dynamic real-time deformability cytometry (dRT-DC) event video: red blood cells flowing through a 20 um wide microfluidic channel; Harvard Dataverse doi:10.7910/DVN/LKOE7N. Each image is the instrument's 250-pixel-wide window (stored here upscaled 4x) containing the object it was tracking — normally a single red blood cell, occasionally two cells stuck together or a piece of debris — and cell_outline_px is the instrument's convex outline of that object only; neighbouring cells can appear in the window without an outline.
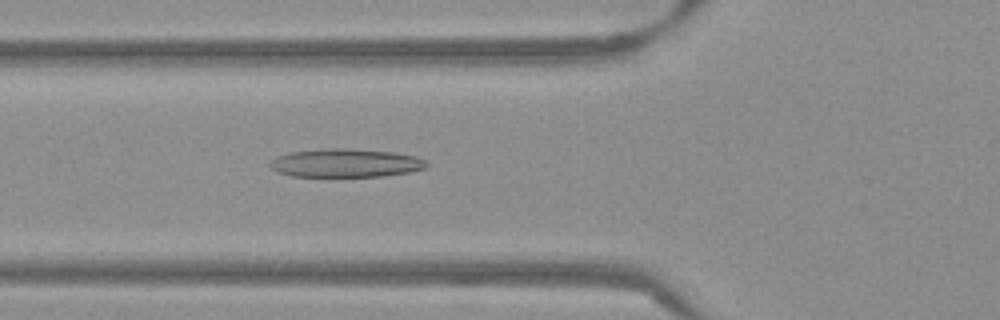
{"species": "Egyptian fruit bat (a non-hibernating species)", "species_latin": "Rousettus aegyptiacus", "temperature_condition": "warm", "stored_images_in_passage": 53, "camera_frame_rate_fps": 3000, "um_per_image_px": 0.085, "frame": {"image": 1, "passage_image": 20, "time_ms": 6.333, "image_size_px": [1000, 320], "cell_outline_px": [[428, 164], [424, 168], [408, 172], [380, 176], [292, 176], [280, 172], [272, 168], [268, 164], [276, 156], [292, 152], [324, 148], [352, 148], [392, 152], [416, 156], [424, 160]], "centroid_in_image_um": [29.37, 13.84], "position_along_channel_um": 96.4, "area_um2": 25.72}}
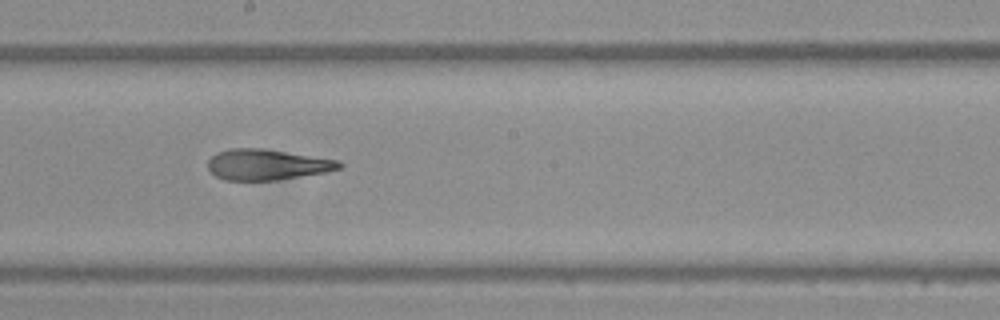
{"frame": {"image": 2, "passage_image": 30, "time_ms": 9.667, "image_size_px": [1000, 320], "cell_outline_px": [[344, 164], [340, 168], [324, 172], [276, 180], [224, 180], [216, 176], [208, 168], [208, 160], [216, 152], [232, 148], [264, 148], [340, 160]], "centroid_in_image_um": [22.7, 13.98], "position_along_channel_um": 225.5, "area_um2": 23.52}}
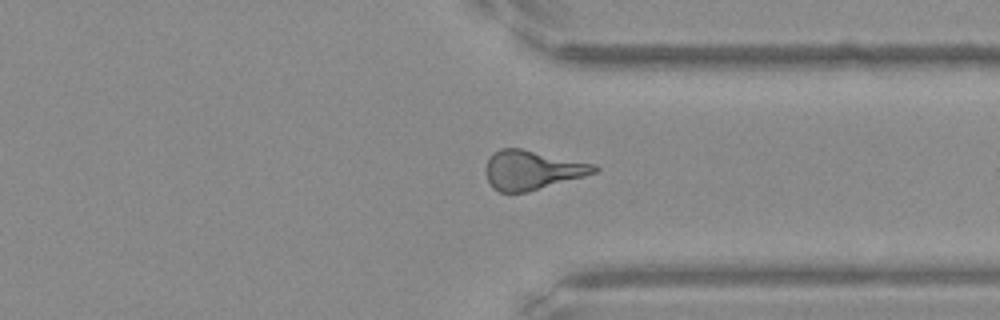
{"frame": {"image": 3, "passage_image": 41, "time_ms": 13.333, "image_size_px": [1000, 320], "cell_outline_px": [[600, 168], [596, 172], [584, 176], [528, 192], [500, 192], [492, 188], [484, 172], [484, 168], [492, 152], [500, 148], [520, 148], [596, 164]], "centroid_in_image_um": [45.2, 14.45], "position_along_channel_um": 366.2, "area_um2": 24.91}, "authors_computed_cell_mechanics": {"area_um2": 24.9118, "velocity_mm_per_s": 3.8469, "shape_relaxation_time_tau1_ms": 7.4429, "shape_relaxation_time_tau2_ms": 2.3903, "deformation_change_tau1": 0.2126, "deformation_change_tau2": 0.1255}}